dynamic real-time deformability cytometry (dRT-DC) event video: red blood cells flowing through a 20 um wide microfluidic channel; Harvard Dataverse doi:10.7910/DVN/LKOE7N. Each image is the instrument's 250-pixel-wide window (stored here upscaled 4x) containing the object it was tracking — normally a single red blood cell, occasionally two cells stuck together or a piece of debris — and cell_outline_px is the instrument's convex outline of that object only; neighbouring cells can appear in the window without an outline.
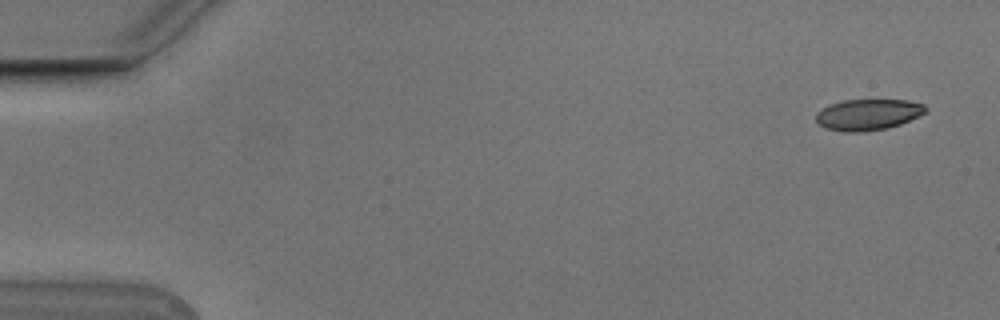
{"species": "Egyptian fruit bat (a non-hibernating species)", "species_latin": "Rousettus aegyptiacus", "temperature_condition": "cold", "stored_images_in_passage": 5, "camera_frame_rate_fps": 3000, "um_per_image_px": 0.085, "animal": {"sex": "male"}, "frame": {"image": 1, "passage_image": 1, "time_ms": 0.0, "image_size_px": [1000, 320], "cell_outline_px": [[928, 112], [920, 116], [900, 124], [888, 128], [860, 132], [844, 132], [824, 128], [816, 124], [816, 112], [828, 104], [844, 100], [908, 100], [924, 104], [928, 108]], "centroid_in_image_um": [73.77, 9.74], "position_along_channel_um": 11.2, "area_um2": 20.23}}
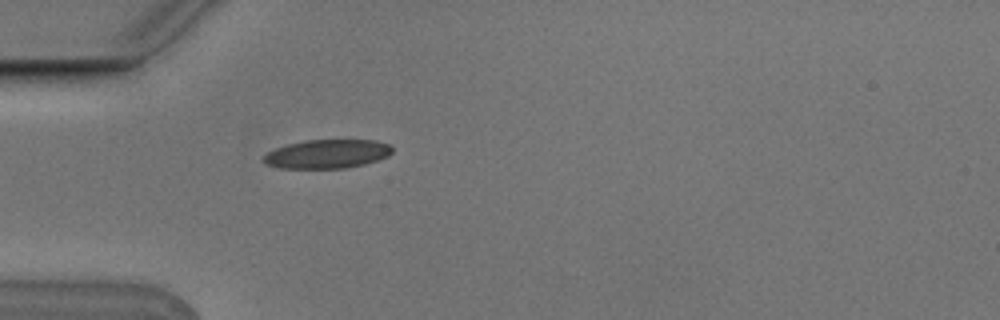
{"frame": {"image": 2, "passage_image": 5, "time_ms": 1.333, "image_size_px": [1000, 320], "cell_outline_px": [[392, 152], [388, 156], [364, 164], [344, 168], [280, 168], [264, 164], [260, 160], [268, 152], [276, 148], [288, 144], [304, 140], [376, 140], [388, 144], [392, 148]], "centroid_in_image_um": [27.77, 13.08], "position_along_channel_um": 57.2, "area_um2": 21.62}}